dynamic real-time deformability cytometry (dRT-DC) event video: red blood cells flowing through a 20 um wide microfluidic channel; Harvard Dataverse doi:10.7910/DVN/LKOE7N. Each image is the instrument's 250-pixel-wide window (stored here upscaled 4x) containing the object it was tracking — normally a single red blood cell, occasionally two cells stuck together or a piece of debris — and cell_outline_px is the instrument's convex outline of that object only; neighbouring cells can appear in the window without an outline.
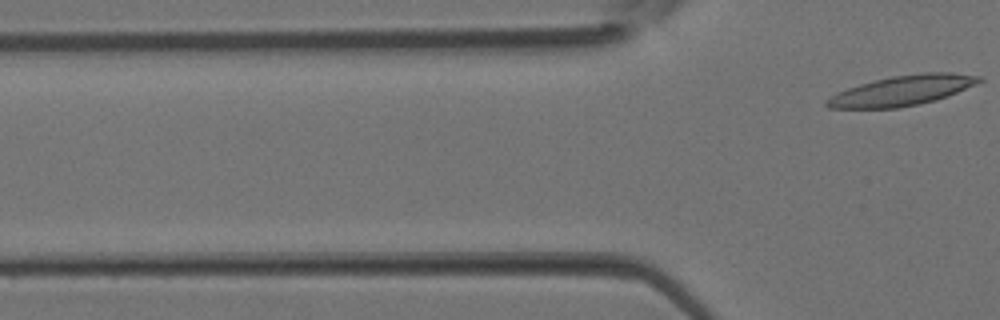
{"species": "Egyptian fruit bat (a non-hibernating species)", "species_latin": "Rousettus aegyptiacus", "temperature_condition": "room temperature", "stored_images_in_passage": 3, "camera_frame_rate_fps": 3000, "um_per_image_px": 0.085, "animal": {"sex": "female"}, "frame": {"image": 1, "passage_image": 3, "time_ms": 0.667, "image_size_px": [1000, 320], "cell_outline_px": [[984, 80], [976, 84], [936, 100], [896, 108], [828, 108], [824, 104], [824, 100], [828, 96], [836, 92], [860, 84], [892, 76], [924, 72], [952, 72], [984, 76]], "centroid_in_image_um": [76.67, 7.69], "position_along_channel_um": 49.1, "area_um2": 26.7}}